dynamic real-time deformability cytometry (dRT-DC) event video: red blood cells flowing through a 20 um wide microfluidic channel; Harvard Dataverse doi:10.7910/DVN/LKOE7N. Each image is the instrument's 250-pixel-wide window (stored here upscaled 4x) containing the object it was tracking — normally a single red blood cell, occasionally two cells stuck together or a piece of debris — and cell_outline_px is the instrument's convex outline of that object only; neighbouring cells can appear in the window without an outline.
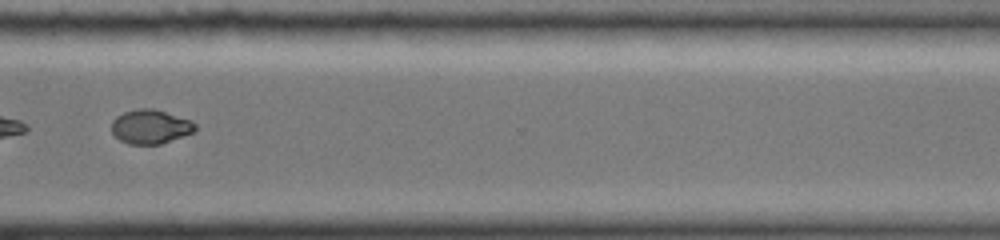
{"species": "common noctule bat (a hibernating species)", "species_latin": "Nyctalus noctula", "temperature_condition": "cold", "stored_images_in_passage": 34, "camera_frame_rate_fps": 3000, "um_per_image_px": 0.085, "animal": {"sex": "female", "body_mass_g": 19.0, "forearm_length_mm": 51.5}, "frame": {"image": 1, "passage_image": 25, "time_ms": 8.0, "image_size_px": [1000, 240], "cell_outline_px": [[196, 132], [160, 144], [128, 144], [120, 140], [112, 132], [112, 120], [116, 116], [124, 112], [136, 108], [152, 108], [188, 120], [196, 124]], "centroid_in_image_um": [12.77, 10.77], "position_along_channel_um": 357.8, "area_um2": 16.53}, "authors_computed_cell_mechanics": {"area_um2": 18.785, "velocity_mm_per_s": 3.9628, "shape_relaxation_time_tau1_ms": 7.8291, "shape_relaxation_time_tau2_ms": null, "deformation_change_tau1": 0.1516, "deformation_change_tau2": null}}